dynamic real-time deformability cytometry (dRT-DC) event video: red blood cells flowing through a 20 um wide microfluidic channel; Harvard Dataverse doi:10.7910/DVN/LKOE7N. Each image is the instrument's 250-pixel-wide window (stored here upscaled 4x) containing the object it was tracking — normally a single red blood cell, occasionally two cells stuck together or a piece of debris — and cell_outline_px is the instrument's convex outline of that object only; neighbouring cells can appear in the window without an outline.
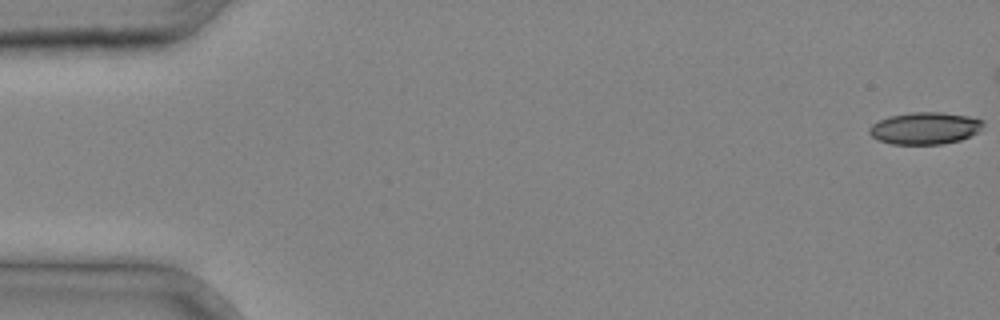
{"species": "common noctule bat (a hibernating species)", "species_latin": "Nyctalus noctula", "temperature_condition": "cold", "stored_images_in_passage": 37, "segment_of_instrument_passage": [1, 2], "camera_frame_rate_fps": 3000, "um_per_image_px": 0.085, "animal": {"sex": "male", "body_mass_g": 20.4}, "frame": {"image": 1, "passage_image": 1, "time_ms": 0.0, "image_size_px": [1000, 320], "cell_outline_px": [[984, 124], [976, 132], [960, 140], [940, 144], [892, 144], [876, 140], [868, 132], [868, 128], [872, 124], [888, 116], [912, 112], [940, 112], [968, 116], [984, 120]], "centroid_in_image_um": [78.57, 10.89], "position_along_channel_um": 6.4, "area_um2": 21.21}}
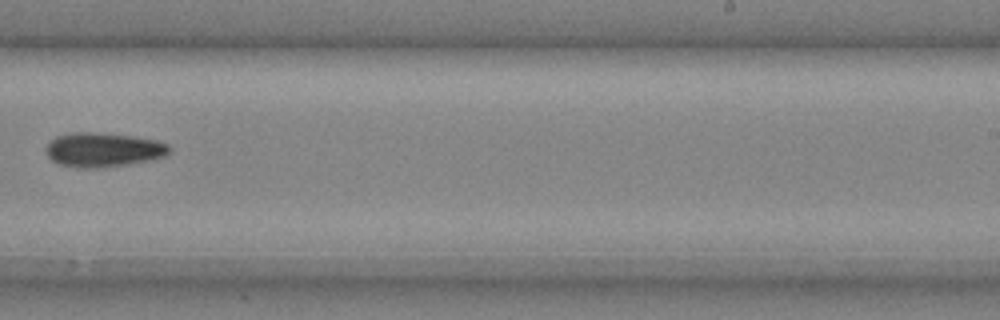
{"frame": {"image": 2, "passage_image": 25, "time_ms": 8.0, "image_size_px": [1000, 320], "cell_outline_px": [[172, 148], [164, 156], [148, 160], [128, 164], [92, 168], [88, 168], [60, 164], [52, 160], [48, 156], [48, 144], [56, 136], [72, 132], [96, 132], [132, 136], [156, 140], [168, 144]], "centroid_in_image_um": [8.8, 12.71], "position_along_channel_um": 280.2, "area_um2": 24.22}}
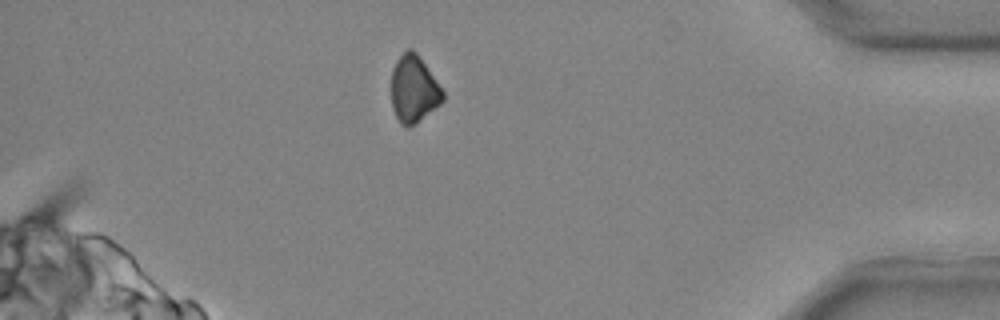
{"frame": {"image": 3, "passage_image": 34, "time_ms": 11.0, "image_size_px": [1000, 320], "cell_outline_px": [[444, 100], [440, 104], [416, 124], [408, 128], [400, 124], [392, 108], [392, 68], [396, 60], [408, 48], [412, 48], [416, 52], [444, 92]], "centroid_in_image_um": [35.16, 7.6], "position_along_channel_um": 400.0, "area_um2": 20.06}}